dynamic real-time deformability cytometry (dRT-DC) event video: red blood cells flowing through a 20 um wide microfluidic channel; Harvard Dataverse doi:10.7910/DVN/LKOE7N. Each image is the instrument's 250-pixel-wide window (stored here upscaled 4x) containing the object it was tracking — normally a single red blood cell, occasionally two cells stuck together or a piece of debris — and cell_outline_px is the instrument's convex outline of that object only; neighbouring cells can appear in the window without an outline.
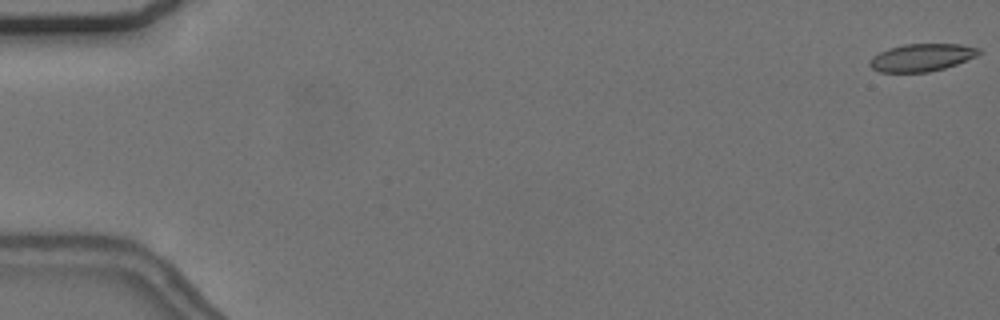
{"species": "common noctule bat (a hibernating species)", "species_latin": "Nyctalus noctula", "temperature_condition": "cold", "stored_images_in_passage": 57, "camera_frame_rate_fps": 3000, "um_per_image_px": 0.085, "animal": {"sex": "female", "body_mass_g": 24.6, "forearm_length_mm": 56.2}, "frame": {"image": 1, "passage_image": 1, "time_ms": 0.0, "image_size_px": [1000, 320], "cell_outline_px": [[980, 52], [976, 56], [956, 64], [944, 68], [928, 72], [880, 72], [872, 68], [868, 64], [868, 60], [872, 56], [888, 48], [904, 44], [960, 44], [980, 48]], "centroid_in_image_um": [78.31, 4.88], "position_along_channel_um": 6.7, "area_um2": 17.51}}
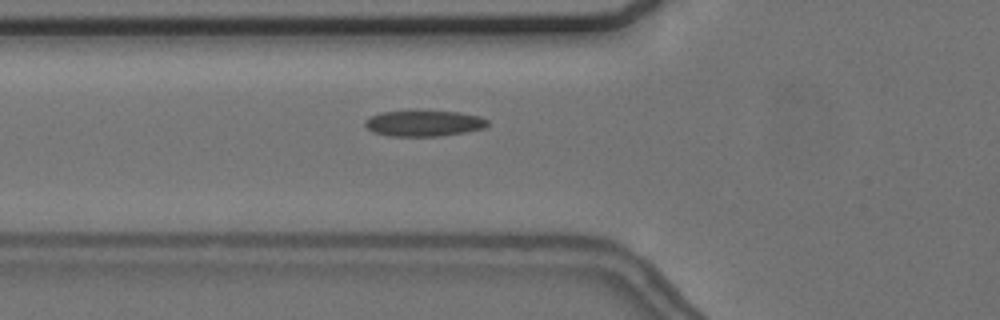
{"frame": {"image": 2, "passage_image": 21, "time_ms": 6.667, "image_size_px": [1000, 320], "cell_outline_px": [[488, 124], [484, 128], [464, 132], [440, 136], [388, 136], [372, 132], [364, 124], [364, 120], [380, 112], [460, 112], [480, 116], [488, 120]], "centroid_in_image_um": [36.02, 10.5], "position_along_channel_um": 89.8, "area_um2": 18.21}}
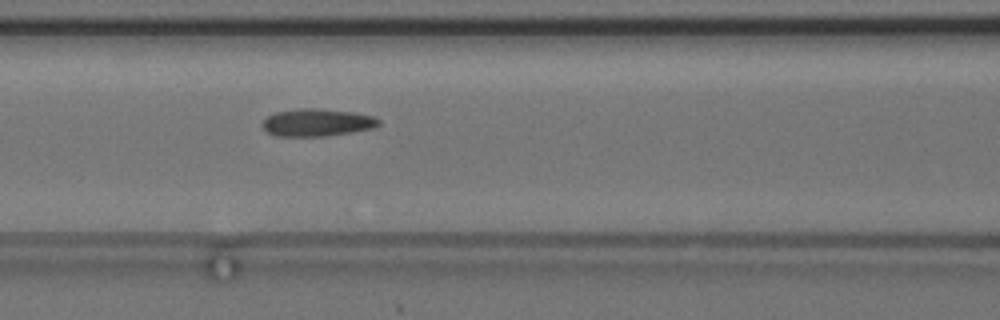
{"frame": {"image": 3, "passage_image": 25, "time_ms": 8.0, "image_size_px": [1000, 320], "cell_outline_px": [[380, 124], [372, 128], [352, 132], [324, 136], [276, 136], [268, 132], [260, 124], [268, 116], [276, 112], [300, 108], [316, 108], [352, 112], [372, 116], [380, 120]], "centroid_in_image_um": [26.93, 10.41], "position_along_channel_um": 139.7, "area_um2": 18.5}, "authors_computed_cell_mechanics": {"area_um2": 18.1492, "velocity_mm_per_s": 3.6794, "shape_relaxation_time_tau1_ms": 8.2048, "shape_relaxation_time_tau2_ms": 4.0464, "deformation_change_tau1": 0.1725, "deformation_change_tau2": 0.1191}}